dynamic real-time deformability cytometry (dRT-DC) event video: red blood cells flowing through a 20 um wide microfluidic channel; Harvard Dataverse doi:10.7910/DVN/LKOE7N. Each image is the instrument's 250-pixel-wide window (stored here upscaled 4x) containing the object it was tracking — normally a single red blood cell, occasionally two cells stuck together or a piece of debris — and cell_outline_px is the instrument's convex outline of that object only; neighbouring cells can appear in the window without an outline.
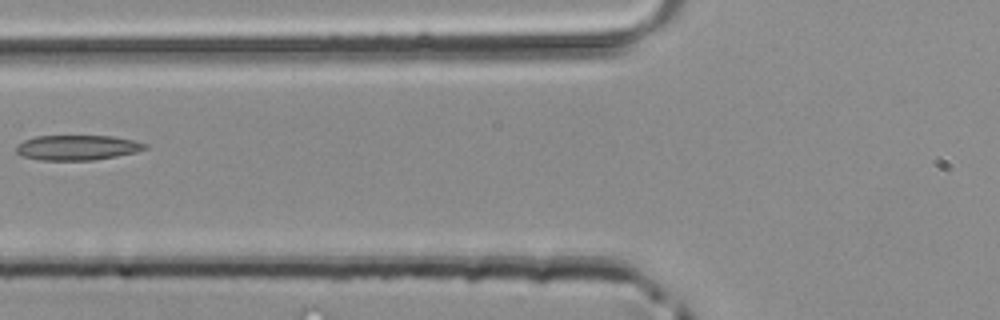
{"species": "common noctule bat (a hibernating species)", "species_latin": "Nyctalus noctula", "temperature_condition": "room temperature", "stored_images_in_passage": 2, "camera_frame_rate_fps": 3000, "um_per_image_px": 0.085, "animal": {"sex": "male", "body_mass_g": 20.4}, "frame": {"image": 1, "passage_image": 2, "time_ms": 0.333, "image_size_px": [1000, 320], "cell_outline_px": [[148, 148], [136, 152], [116, 156], [92, 160], [40, 160], [20, 156], [16, 152], [16, 144], [24, 140], [36, 136], [112, 136], [132, 140], [148, 144]], "centroid_in_image_um": [6.54, 12.54], "position_along_channel_um": 119.3, "area_um2": 18.84}}